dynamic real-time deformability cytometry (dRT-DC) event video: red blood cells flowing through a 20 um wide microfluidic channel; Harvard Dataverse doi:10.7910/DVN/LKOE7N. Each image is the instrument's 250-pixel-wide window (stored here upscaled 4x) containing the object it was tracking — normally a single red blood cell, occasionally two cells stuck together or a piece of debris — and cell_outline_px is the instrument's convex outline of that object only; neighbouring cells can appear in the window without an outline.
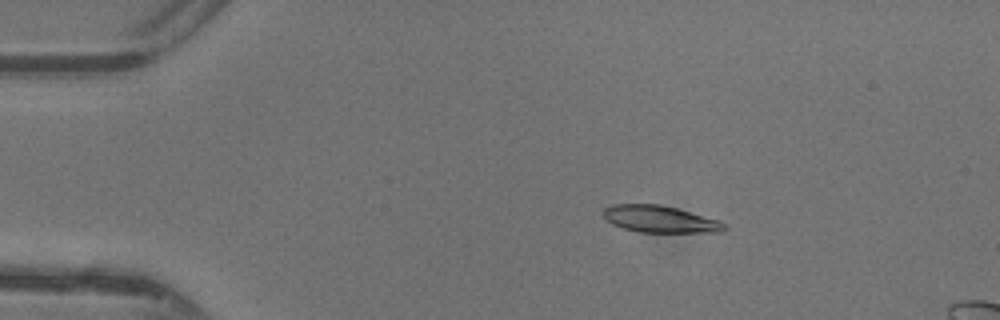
{"species": "common noctule bat (a hibernating species)", "species_latin": "Nyctalus noctula", "temperature_condition": "warm", "stored_images_in_passage": 11, "camera_frame_rate_fps": 3000, "um_per_image_px": 0.085, "animal": {"sex": "female"}, "frame": {"image": 1, "passage_image": 4, "time_ms": 1.0, "image_size_px": [1000, 320], "cell_outline_px": [[728, 228], [724, 232], [640, 232], [624, 228], [612, 224], [604, 220], [600, 212], [604, 208], [612, 204], [660, 204], [676, 208], [720, 220]], "centroid_in_image_um": [56.06, 18.62], "position_along_channel_um": 28.9, "area_um2": 19.19}}